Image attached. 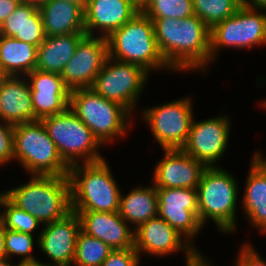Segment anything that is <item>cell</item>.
Masks as SVG:
<instances>
[{
	"label": "cell",
	"instance_id": "obj_19",
	"mask_svg": "<svg viewBox=\"0 0 266 266\" xmlns=\"http://www.w3.org/2000/svg\"><path fill=\"white\" fill-rule=\"evenodd\" d=\"M79 215L81 230L100 239L112 250L134 248V230L117 212L72 211Z\"/></svg>",
	"mask_w": 266,
	"mask_h": 266
},
{
	"label": "cell",
	"instance_id": "obj_47",
	"mask_svg": "<svg viewBox=\"0 0 266 266\" xmlns=\"http://www.w3.org/2000/svg\"><path fill=\"white\" fill-rule=\"evenodd\" d=\"M3 226V213H0V228Z\"/></svg>",
	"mask_w": 266,
	"mask_h": 266
},
{
	"label": "cell",
	"instance_id": "obj_31",
	"mask_svg": "<svg viewBox=\"0 0 266 266\" xmlns=\"http://www.w3.org/2000/svg\"><path fill=\"white\" fill-rule=\"evenodd\" d=\"M2 207L6 208V211L3 212V226L5 229L32 235V232L40 225L36 218L18 208L8 198L4 200Z\"/></svg>",
	"mask_w": 266,
	"mask_h": 266
},
{
	"label": "cell",
	"instance_id": "obj_35",
	"mask_svg": "<svg viewBox=\"0 0 266 266\" xmlns=\"http://www.w3.org/2000/svg\"><path fill=\"white\" fill-rule=\"evenodd\" d=\"M240 250L235 266H266V261L255 252L252 245L247 243L241 246Z\"/></svg>",
	"mask_w": 266,
	"mask_h": 266
},
{
	"label": "cell",
	"instance_id": "obj_14",
	"mask_svg": "<svg viewBox=\"0 0 266 266\" xmlns=\"http://www.w3.org/2000/svg\"><path fill=\"white\" fill-rule=\"evenodd\" d=\"M230 132L227 116H219L204 121H192L189 137L182 150L202 162L206 167H214L223 156Z\"/></svg>",
	"mask_w": 266,
	"mask_h": 266
},
{
	"label": "cell",
	"instance_id": "obj_33",
	"mask_svg": "<svg viewBox=\"0 0 266 266\" xmlns=\"http://www.w3.org/2000/svg\"><path fill=\"white\" fill-rule=\"evenodd\" d=\"M14 159V125L0 123V166Z\"/></svg>",
	"mask_w": 266,
	"mask_h": 266
},
{
	"label": "cell",
	"instance_id": "obj_24",
	"mask_svg": "<svg viewBox=\"0 0 266 266\" xmlns=\"http://www.w3.org/2000/svg\"><path fill=\"white\" fill-rule=\"evenodd\" d=\"M86 34H65L45 38L37 47L36 69L61 74L72 59L79 41Z\"/></svg>",
	"mask_w": 266,
	"mask_h": 266
},
{
	"label": "cell",
	"instance_id": "obj_34",
	"mask_svg": "<svg viewBox=\"0 0 266 266\" xmlns=\"http://www.w3.org/2000/svg\"><path fill=\"white\" fill-rule=\"evenodd\" d=\"M140 256L134 249L112 250L101 266H139Z\"/></svg>",
	"mask_w": 266,
	"mask_h": 266
},
{
	"label": "cell",
	"instance_id": "obj_46",
	"mask_svg": "<svg viewBox=\"0 0 266 266\" xmlns=\"http://www.w3.org/2000/svg\"><path fill=\"white\" fill-rule=\"evenodd\" d=\"M7 198V191L0 193V206L3 205L4 200Z\"/></svg>",
	"mask_w": 266,
	"mask_h": 266
},
{
	"label": "cell",
	"instance_id": "obj_11",
	"mask_svg": "<svg viewBox=\"0 0 266 266\" xmlns=\"http://www.w3.org/2000/svg\"><path fill=\"white\" fill-rule=\"evenodd\" d=\"M191 99L188 97L145 109L143 117L163 150L182 149L193 121Z\"/></svg>",
	"mask_w": 266,
	"mask_h": 266
},
{
	"label": "cell",
	"instance_id": "obj_49",
	"mask_svg": "<svg viewBox=\"0 0 266 266\" xmlns=\"http://www.w3.org/2000/svg\"><path fill=\"white\" fill-rule=\"evenodd\" d=\"M262 106H264L263 108H266V100L262 101Z\"/></svg>",
	"mask_w": 266,
	"mask_h": 266
},
{
	"label": "cell",
	"instance_id": "obj_45",
	"mask_svg": "<svg viewBox=\"0 0 266 266\" xmlns=\"http://www.w3.org/2000/svg\"><path fill=\"white\" fill-rule=\"evenodd\" d=\"M47 0H23V2H26V3H33V4H36V5H40L44 2H46Z\"/></svg>",
	"mask_w": 266,
	"mask_h": 266
},
{
	"label": "cell",
	"instance_id": "obj_39",
	"mask_svg": "<svg viewBox=\"0 0 266 266\" xmlns=\"http://www.w3.org/2000/svg\"><path fill=\"white\" fill-rule=\"evenodd\" d=\"M243 4L252 8L266 10V0H243Z\"/></svg>",
	"mask_w": 266,
	"mask_h": 266
},
{
	"label": "cell",
	"instance_id": "obj_43",
	"mask_svg": "<svg viewBox=\"0 0 266 266\" xmlns=\"http://www.w3.org/2000/svg\"><path fill=\"white\" fill-rule=\"evenodd\" d=\"M9 258H3V259H0V266H18L19 264L17 263V265H14V264H10L7 260Z\"/></svg>",
	"mask_w": 266,
	"mask_h": 266
},
{
	"label": "cell",
	"instance_id": "obj_36",
	"mask_svg": "<svg viewBox=\"0 0 266 266\" xmlns=\"http://www.w3.org/2000/svg\"><path fill=\"white\" fill-rule=\"evenodd\" d=\"M20 3L18 0H0V25L13 13Z\"/></svg>",
	"mask_w": 266,
	"mask_h": 266
},
{
	"label": "cell",
	"instance_id": "obj_5",
	"mask_svg": "<svg viewBox=\"0 0 266 266\" xmlns=\"http://www.w3.org/2000/svg\"><path fill=\"white\" fill-rule=\"evenodd\" d=\"M196 190L201 224L204 226L207 219H212L222 233L235 231L236 179L218 166L206 167Z\"/></svg>",
	"mask_w": 266,
	"mask_h": 266
},
{
	"label": "cell",
	"instance_id": "obj_21",
	"mask_svg": "<svg viewBox=\"0 0 266 266\" xmlns=\"http://www.w3.org/2000/svg\"><path fill=\"white\" fill-rule=\"evenodd\" d=\"M20 76H5L0 82V121L17 125L35 121L31 88Z\"/></svg>",
	"mask_w": 266,
	"mask_h": 266
},
{
	"label": "cell",
	"instance_id": "obj_29",
	"mask_svg": "<svg viewBox=\"0 0 266 266\" xmlns=\"http://www.w3.org/2000/svg\"><path fill=\"white\" fill-rule=\"evenodd\" d=\"M111 251L112 249L106 243L81 230L77 236L75 257L72 264L76 266H101Z\"/></svg>",
	"mask_w": 266,
	"mask_h": 266
},
{
	"label": "cell",
	"instance_id": "obj_1",
	"mask_svg": "<svg viewBox=\"0 0 266 266\" xmlns=\"http://www.w3.org/2000/svg\"><path fill=\"white\" fill-rule=\"evenodd\" d=\"M159 50L171 70L205 71L211 61V29L197 16L154 19Z\"/></svg>",
	"mask_w": 266,
	"mask_h": 266
},
{
	"label": "cell",
	"instance_id": "obj_23",
	"mask_svg": "<svg viewBox=\"0 0 266 266\" xmlns=\"http://www.w3.org/2000/svg\"><path fill=\"white\" fill-rule=\"evenodd\" d=\"M0 35L39 47L46 38L38 5L22 2L0 25Z\"/></svg>",
	"mask_w": 266,
	"mask_h": 266
},
{
	"label": "cell",
	"instance_id": "obj_41",
	"mask_svg": "<svg viewBox=\"0 0 266 266\" xmlns=\"http://www.w3.org/2000/svg\"><path fill=\"white\" fill-rule=\"evenodd\" d=\"M68 1L70 3L76 4L77 6H79L83 11H85L86 6L88 4V0H65Z\"/></svg>",
	"mask_w": 266,
	"mask_h": 266
},
{
	"label": "cell",
	"instance_id": "obj_18",
	"mask_svg": "<svg viewBox=\"0 0 266 266\" xmlns=\"http://www.w3.org/2000/svg\"><path fill=\"white\" fill-rule=\"evenodd\" d=\"M164 158L155 166L156 188L196 189L206 166L182 149L164 150Z\"/></svg>",
	"mask_w": 266,
	"mask_h": 266
},
{
	"label": "cell",
	"instance_id": "obj_32",
	"mask_svg": "<svg viewBox=\"0 0 266 266\" xmlns=\"http://www.w3.org/2000/svg\"><path fill=\"white\" fill-rule=\"evenodd\" d=\"M33 235L6 229L5 250L7 258L11 255L23 256L19 263H37V260L30 252L33 249Z\"/></svg>",
	"mask_w": 266,
	"mask_h": 266
},
{
	"label": "cell",
	"instance_id": "obj_13",
	"mask_svg": "<svg viewBox=\"0 0 266 266\" xmlns=\"http://www.w3.org/2000/svg\"><path fill=\"white\" fill-rule=\"evenodd\" d=\"M108 57L106 37L85 35L79 41L74 56L61 73L64 84L70 90L91 88Z\"/></svg>",
	"mask_w": 266,
	"mask_h": 266
},
{
	"label": "cell",
	"instance_id": "obj_17",
	"mask_svg": "<svg viewBox=\"0 0 266 266\" xmlns=\"http://www.w3.org/2000/svg\"><path fill=\"white\" fill-rule=\"evenodd\" d=\"M25 77L31 88L35 121L65 112L69 108L70 89L61 74L34 69Z\"/></svg>",
	"mask_w": 266,
	"mask_h": 266
},
{
	"label": "cell",
	"instance_id": "obj_37",
	"mask_svg": "<svg viewBox=\"0 0 266 266\" xmlns=\"http://www.w3.org/2000/svg\"><path fill=\"white\" fill-rule=\"evenodd\" d=\"M186 266H210L209 262L196 250L190 257L186 258Z\"/></svg>",
	"mask_w": 266,
	"mask_h": 266
},
{
	"label": "cell",
	"instance_id": "obj_22",
	"mask_svg": "<svg viewBox=\"0 0 266 266\" xmlns=\"http://www.w3.org/2000/svg\"><path fill=\"white\" fill-rule=\"evenodd\" d=\"M47 37L65 34H86L84 11L65 0H47L38 6Z\"/></svg>",
	"mask_w": 266,
	"mask_h": 266
},
{
	"label": "cell",
	"instance_id": "obj_3",
	"mask_svg": "<svg viewBox=\"0 0 266 266\" xmlns=\"http://www.w3.org/2000/svg\"><path fill=\"white\" fill-rule=\"evenodd\" d=\"M72 211L117 212L121 191L105 159L69 168Z\"/></svg>",
	"mask_w": 266,
	"mask_h": 266
},
{
	"label": "cell",
	"instance_id": "obj_4",
	"mask_svg": "<svg viewBox=\"0 0 266 266\" xmlns=\"http://www.w3.org/2000/svg\"><path fill=\"white\" fill-rule=\"evenodd\" d=\"M109 57L133 63L147 72L157 68L171 69L162 56L154 34L153 21L141 10L108 37Z\"/></svg>",
	"mask_w": 266,
	"mask_h": 266
},
{
	"label": "cell",
	"instance_id": "obj_26",
	"mask_svg": "<svg viewBox=\"0 0 266 266\" xmlns=\"http://www.w3.org/2000/svg\"><path fill=\"white\" fill-rule=\"evenodd\" d=\"M119 215L136 229L158 214L156 187H136L126 196L120 195Z\"/></svg>",
	"mask_w": 266,
	"mask_h": 266
},
{
	"label": "cell",
	"instance_id": "obj_40",
	"mask_svg": "<svg viewBox=\"0 0 266 266\" xmlns=\"http://www.w3.org/2000/svg\"><path fill=\"white\" fill-rule=\"evenodd\" d=\"M5 233L6 229L4 226L0 228V259L6 258V250H5Z\"/></svg>",
	"mask_w": 266,
	"mask_h": 266
},
{
	"label": "cell",
	"instance_id": "obj_42",
	"mask_svg": "<svg viewBox=\"0 0 266 266\" xmlns=\"http://www.w3.org/2000/svg\"><path fill=\"white\" fill-rule=\"evenodd\" d=\"M134 3L141 9L143 8L150 0H133Z\"/></svg>",
	"mask_w": 266,
	"mask_h": 266
},
{
	"label": "cell",
	"instance_id": "obj_15",
	"mask_svg": "<svg viewBox=\"0 0 266 266\" xmlns=\"http://www.w3.org/2000/svg\"><path fill=\"white\" fill-rule=\"evenodd\" d=\"M134 233V249L139 256L145 252L152 256L162 257L182 249L186 251L185 258H188L196 251V248H193V243L186 240L159 216L144 222L134 229Z\"/></svg>",
	"mask_w": 266,
	"mask_h": 266
},
{
	"label": "cell",
	"instance_id": "obj_8",
	"mask_svg": "<svg viewBox=\"0 0 266 266\" xmlns=\"http://www.w3.org/2000/svg\"><path fill=\"white\" fill-rule=\"evenodd\" d=\"M63 161L69 166L104 160L97 152L101 143L84 122L68 108L41 119ZM81 159L78 163L77 159Z\"/></svg>",
	"mask_w": 266,
	"mask_h": 266
},
{
	"label": "cell",
	"instance_id": "obj_10",
	"mask_svg": "<svg viewBox=\"0 0 266 266\" xmlns=\"http://www.w3.org/2000/svg\"><path fill=\"white\" fill-rule=\"evenodd\" d=\"M148 73L139 65L108 57L91 88L100 96L122 105L132 113L135 103L141 97Z\"/></svg>",
	"mask_w": 266,
	"mask_h": 266
},
{
	"label": "cell",
	"instance_id": "obj_25",
	"mask_svg": "<svg viewBox=\"0 0 266 266\" xmlns=\"http://www.w3.org/2000/svg\"><path fill=\"white\" fill-rule=\"evenodd\" d=\"M36 64L37 46L0 35V69L5 76H26Z\"/></svg>",
	"mask_w": 266,
	"mask_h": 266
},
{
	"label": "cell",
	"instance_id": "obj_6",
	"mask_svg": "<svg viewBox=\"0 0 266 266\" xmlns=\"http://www.w3.org/2000/svg\"><path fill=\"white\" fill-rule=\"evenodd\" d=\"M14 159L32 175L68 176L61 158L41 120L14 125Z\"/></svg>",
	"mask_w": 266,
	"mask_h": 266
},
{
	"label": "cell",
	"instance_id": "obj_16",
	"mask_svg": "<svg viewBox=\"0 0 266 266\" xmlns=\"http://www.w3.org/2000/svg\"><path fill=\"white\" fill-rule=\"evenodd\" d=\"M81 231L79 215L71 212L64 219L46 224L39 233L38 246L54 264L45 266L70 265L74 261L76 241Z\"/></svg>",
	"mask_w": 266,
	"mask_h": 266
},
{
	"label": "cell",
	"instance_id": "obj_38",
	"mask_svg": "<svg viewBox=\"0 0 266 266\" xmlns=\"http://www.w3.org/2000/svg\"><path fill=\"white\" fill-rule=\"evenodd\" d=\"M252 162L262 171V173L266 176V158L264 159L259 151L254 154L252 158Z\"/></svg>",
	"mask_w": 266,
	"mask_h": 266
},
{
	"label": "cell",
	"instance_id": "obj_9",
	"mask_svg": "<svg viewBox=\"0 0 266 266\" xmlns=\"http://www.w3.org/2000/svg\"><path fill=\"white\" fill-rule=\"evenodd\" d=\"M258 10L262 9L242 4L231 17L211 28V62L222 47L248 49L266 44V13Z\"/></svg>",
	"mask_w": 266,
	"mask_h": 266
},
{
	"label": "cell",
	"instance_id": "obj_30",
	"mask_svg": "<svg viewBox=\"0 0 266 266\" xmlns=\"http://www.w3.org/2000/svg\"><path fill=\"white\" fill-rule=\"evenodd\" d=\"M141 11L154 19H184L194 15L192 0H150Z\"/></svg>",
	"mask_w": 266,
	"mask_h": 266
},
{
	"label": "cell",
	"instance_id": "obj_28",
	"mask_svg": "<svg viewBox=\"0 0 266 266\" xmlns=\"http://www.w3.org/2000/svg\"><path fill=\"white\" fill-rule=\"evenodd\" d=\"M194 15L210 29L231 17L243 4V0H192Z\"/></svg>",
	"mask_w": 266,
	"mask_h": 266
},
{
	"label": "cell",
	"instance_id": "obj_12",
	"mask_svg": "<svg viewBox=\"0 0 266 266\" xmlns=\"http://www.w3.org/2000/svg\"><path fill=\"white\" fill-rule=\"evenodd\" d=\"M158 197L157 216L164 219L186 240L202 229L198 218L197 190L193 188H156Z\"/></svg>",
	"mask_w": 266,
	"mask_h": 266
},
{
	"label": "cell",
	"instance_id": "obj_20",
	"mask_svg": "<svg viewBox=\"0 0 266 266\" xmlns=\"http://www.w3.org/2000/svg\"><path fill=\"white\" fill-rule=\"evenodd\" d=\"M140 10L133 0H88L84 11L85 33L95 35L93 31L99 28L107 38Z\"/></svg>",
	"mask_w": 266,
	"mask_h": 266
},
{
	"label": "cell",
	"instance_id": "obj_44",
	"mask_svg": "<svg viewBox=\"0 0 266 266\" xmlns=\"http://www.w3.org/2000/svg\"><path fill=\"white\" fill-rule=\"evenodd\" d=\"M18 266H45L44 263H41L40 261L37 263H19Z\"/></svg>",
	"mask_w": 266,
	"mask_h": 266
},
{
	"label": "cell",
	"instance_id": "obj_7",
	"mask_svg": "<svg viewBox=\"0 0 266 266\" xmlns=\"http://www.w3.org/2000/svg\"><path fill=\"white\" fill-rule=\"evenodd\" d=\"M69 108L102 145L110 143L115 137L124 136L129 129L131 113L122 105L100 96L92 88L71 90Z\"/></svg>",
	"mask_w": 266,
	"mask_h": 266
},
{
	"label": "cell",
	"instance_id": "obj_27",
	"mask_svg": "<svg viewBox=\"0 0 266 266\" xmlns=\"http://www.w3.org/2000/svg\"><path fill=\"white\" fill-rule=\"evenodd\" d=\"M250 167L242 206L250 223L266 234V176L253 162Z\"/></svg>",
	"mask_w": 266,
	"mask_h": 266
},
{
	"label": "cell",
	"instance_id": "obj_48",
	"mask_svg": "<svg viewBox=\"0 0 266 266\" xmlns=\"http://www.w3.org/2000/svg\"><path fill=\"white\" fill-rule=\"evenodd\" d=\"M4 77H5V75L3 74V72H2L1 69H0V82H1V80H2Z\"/></svg>",
	"mask_w": 266,
	"mask_h": 266
},
{
	"label": "cell",
	"instance_id": "obj_2",
	"mask_svg": "<svg viewBox=\"0 0 266 266\" xmlns=\"http://www.w3.org/2000/svg\"><path fill=\"white\" fill-rule=\"evenodd\" d=\"M7 198L40 224L59 221L72 212L68 176L32 175L30 182L7 190Z\"/></svg>",
	"mask_w": 266,
	"mask_h": 266
}]
</instances>
